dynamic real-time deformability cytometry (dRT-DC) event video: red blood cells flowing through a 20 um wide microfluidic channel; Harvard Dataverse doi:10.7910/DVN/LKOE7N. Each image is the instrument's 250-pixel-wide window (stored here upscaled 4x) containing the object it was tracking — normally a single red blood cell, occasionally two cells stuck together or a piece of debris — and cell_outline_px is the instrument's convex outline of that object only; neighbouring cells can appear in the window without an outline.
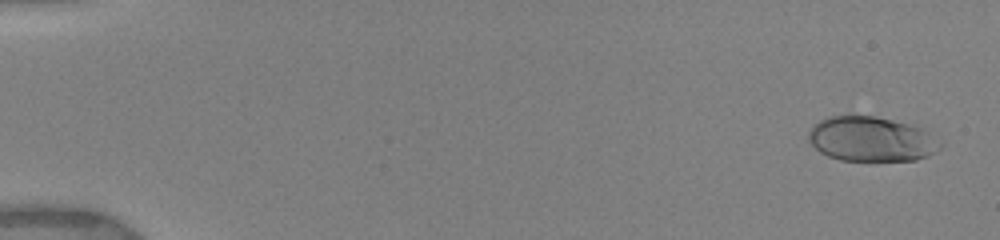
{"species": "human", "species_latin": "Homo sapiens", "temperature_condition": "warm", "stored_images_in_passage": 44, "camera_frame_rate_fps": 3000, "um_per_image_px": 0.085, "donor": {"sex": "female"}, "frame": {"image": 1, "passage_image": 2, "time_ms": 0.333, "image_size_px": [1000, 240], "cell_outline_px": [[944, 144], [940, 148], [928, 156], [916, 160], [840, 160], [828, 156], [820, 152], [808, 140], [808, 132], [812, 124], [828, 116], [848, 112], [852, 112], [876, 116], [924, 128]], "centroid_in_image_um": [74.02, 11.77], "position_along_channel_um": 11.0, "area_um2": 35.2}}
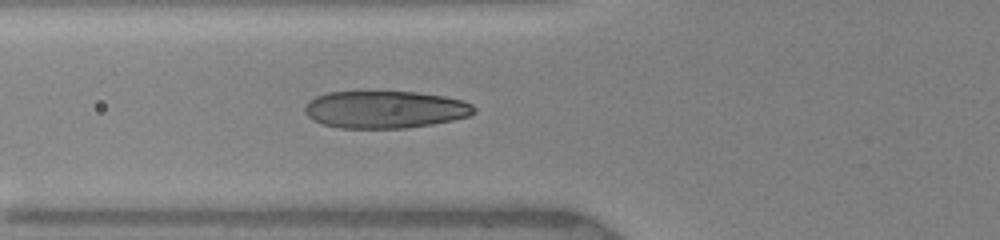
{"frame": {"image": 2, "passage_image": 19, "time_ms": 6.333, "image_size_px": [1000, 240], "cell_outline_px": [[476, 112], [468, 116], [452, 120], [432, 124], [408, 128], [340, 128], [324, 124], [312, 120], [304, 112], [304, 108], [308, 100], [316, 96], [328, 92], [416, 92], [444, 96], [464, 100], [472, 104], [476, 108]], "centroid_in_image_um": [32.73, 9.31], "position_along_channel_um": 93.1, "area_um2": 36.99}}
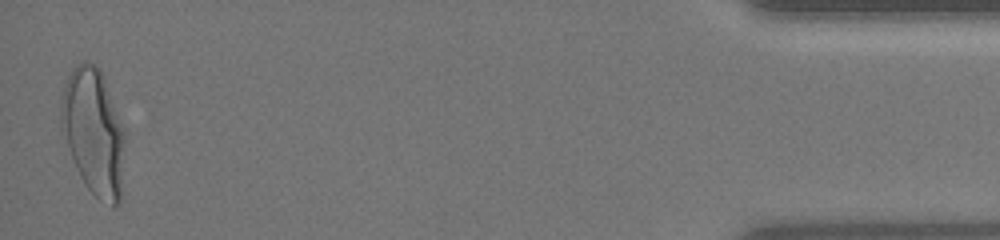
{"frame": {"image": 3, "passage_image": 44, "time_ms": 16.667, "image_size_px": [1000, 240], "cell_outline_px": [[124, 140], [120, 200], [112, 208], [100, 200], [84, 184], [76, 168], [60, 120], [60, 96], [64, 84], [72, 68], [76, 64], [84, 60], [100, 68], [104, 76], [124, 132]], "centroid_in_image_um": [7.93, 11.16], "position_along_channel_um": 427.3, "area_um2": 46.41}, "authors_computed_cell_mechanics": {"area_um2": 35.9516, "velocity_mm_per_s": 3.9649, "shape_relaxation_time_tau1_ms": 4.1394, "shape_relaxation_time_tau2_ms": null, "deformation_change_tau1": 0.2071, "deformation_change_tau2": null}}